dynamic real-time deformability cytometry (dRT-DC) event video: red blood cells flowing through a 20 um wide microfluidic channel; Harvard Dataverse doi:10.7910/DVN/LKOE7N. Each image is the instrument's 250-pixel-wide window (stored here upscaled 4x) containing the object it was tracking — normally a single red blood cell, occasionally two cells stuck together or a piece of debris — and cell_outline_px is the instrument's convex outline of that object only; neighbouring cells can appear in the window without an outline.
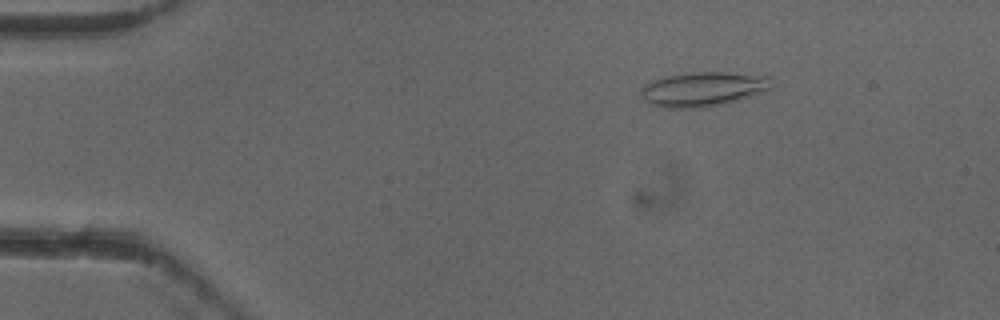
{"species": "common noctule bat (a hibernating species)", "species_latin": "Nyctalus noctula", "temperature_condition": "cold", "stored_images_in_passage": 46, "camera_frame_rate_fps": 3000, "um_per_image_px": 0.085, "animal": {"sex": "female"}, "frame": {"image": 1, "passage_image": 2, "time_ms": 0.333, "image_size_px": [1000, 320], "cell_outline_px": [[772, 88], [724, 104], [708, 108], [660, 108], [644, 100], [640, 96], [640, 88], [644, 84], [652, 80], [664, 76], [692, 72], [724, 72], [768, 76]], "centroid_in_image_um": [59.67, 7.58], "position_along_channel_um": 25.3, "area_um2": 26.36}}
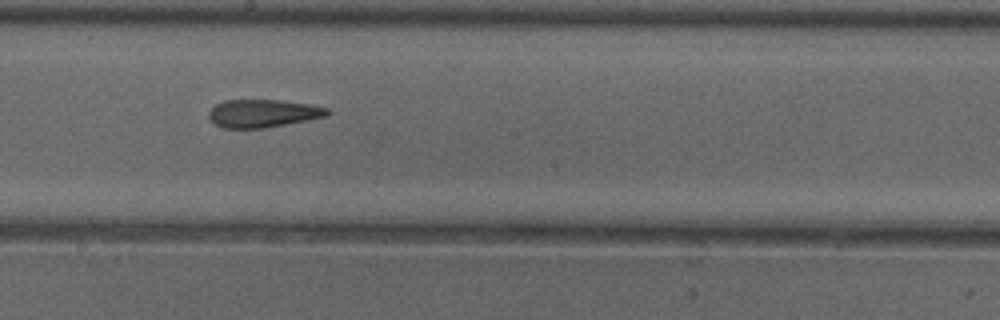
{"frame": {"image": 2, "passage_image": 23, "time_ms": 7.333, "image_size_px": [1000, 320], "cell_outline_px": [[332, 112], [328, 116], [308, 120], [264, 128], [220, 128], [208, 116], [208, 112], [216, 104], [224, 100], [280, 100], [308, 104], [328, 108]], "centroid_in_image_um": [22.37, 9.64], "position_along_channel_um": 225.8, "area_um2": 19.31}}
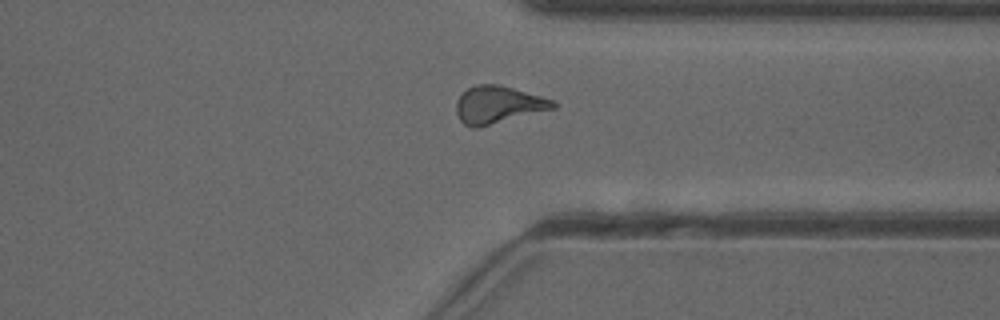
{"frame": {"image": 3, "passage_image": 34, "time_ms": 11.0, "image_size_px": [1000, 320], "cell_outline_px": [[556, 108], [476, 128], [472, 128], [464, 124], [460, 120], [456, 112], [456, 100], [468, 88], [476, 84], [496, 84], [512, 88], [540, 96], [552, 100], [556, 104]], "centroid_in_image_um": [42.3, 8.91], "position_along_channel_um": 369.1, "area_um2": 20.81}, "authors_computed_cell_mechanics": {"area_um2": 20.2589, "velocity_mm_per_s": 3.9368, "shape_relaxation_time_tau1_ms": 5.0656, "shape_relaxation_time_tau2_ms": 3.3572, "deformation_change_tau1": 0.1597, "deformation_change_tau2": 0.145}}